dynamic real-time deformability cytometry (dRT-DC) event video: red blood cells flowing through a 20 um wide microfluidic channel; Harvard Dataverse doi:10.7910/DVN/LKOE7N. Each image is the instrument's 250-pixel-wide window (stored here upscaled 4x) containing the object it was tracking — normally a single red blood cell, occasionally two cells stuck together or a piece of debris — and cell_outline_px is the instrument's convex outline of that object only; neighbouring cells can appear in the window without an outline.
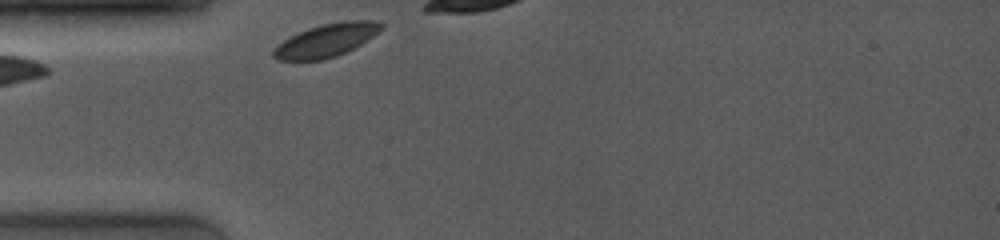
{"species": "common noctule bat (a hibernating species)", "species_latin": "Nyctalus noctula", "temperature_condition": "room temperature", "stored_images_in_passage": 1, "camera_frame_rate_fps": 4000, "um_per_image_px": 0.085, "animal": {"sex": "female", "body_mass_g": 19.0, "forearm_length_mm": 53.3}, "frame": {"image": 1, "passage_image": 1, "time_ms": 0.0, "image_size_px": [1000, 240], "cell_outline_px": [[384, 28], [360, 44], [336, 56], [320, 60], [276, 60], [272, 56], [272, 48], [284, 40], [308, 28], [320, 24], [344, 20], [368, 20], [384, 24]], "centroid_in_image_um": [27.7, 3.42], "position_along_channel_um": 57.3, "area_um2": 20.58}}